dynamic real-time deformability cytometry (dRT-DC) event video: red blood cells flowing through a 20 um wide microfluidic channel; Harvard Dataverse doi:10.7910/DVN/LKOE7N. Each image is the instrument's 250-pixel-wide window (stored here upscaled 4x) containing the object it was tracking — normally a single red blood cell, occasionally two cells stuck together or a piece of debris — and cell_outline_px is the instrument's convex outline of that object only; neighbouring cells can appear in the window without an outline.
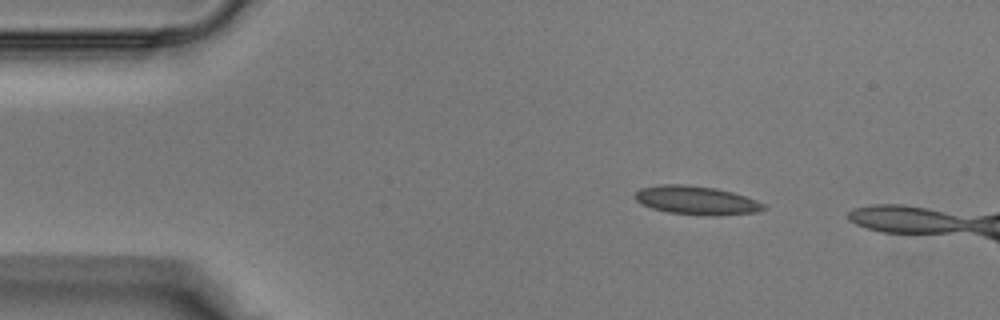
{"species": "Egyptian fruit bat (a non-hibernating species)", "species_latin": "Rousettus aegyptiacus", "temperature_condition": "warm", "stored_images_in_passage": 5, "camera_frame_rate_fps": 3000, "um_per_image_px": 0.085, "animal": {"sex": "male"}, "frame": {"image": 1, "passage_image": 1, "time_ms": 0.0, "image_size_px": [1000, 320], "cell_outline_px": [[768, 208], [760, 212], [720, 216], [708, 216], [668, 212], [652, 208], [640, 204], [632, 196], [640, 188], [660, 184], [688, 184], [716, 188], [732, 192], [756, 200], [764, 204]], "centroid_in_image_um": [59.2, 17.03], "position_along_channel_um": 25.8, "area_um2": 21.85}}